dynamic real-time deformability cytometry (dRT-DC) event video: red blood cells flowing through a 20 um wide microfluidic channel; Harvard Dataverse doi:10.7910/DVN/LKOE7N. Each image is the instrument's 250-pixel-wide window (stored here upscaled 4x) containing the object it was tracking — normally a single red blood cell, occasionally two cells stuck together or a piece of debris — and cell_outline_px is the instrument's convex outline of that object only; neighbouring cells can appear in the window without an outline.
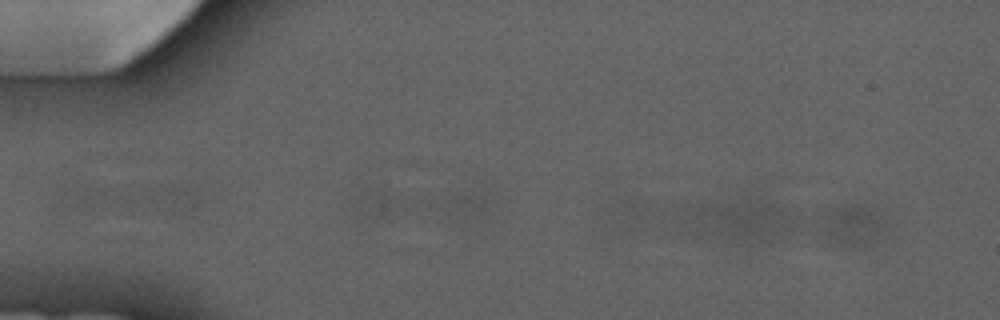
{"species": "common noctule bat (a hibernating species)", "species_latin": "Nyctalus noctula", "temperature_condition": "cold", "stored_images_in_passage": 4, "camera_frame_rate_fps": 3000, "um_per_image_px": 0.085, "animal": {"sex": "male", "forearm_length_mm": 52.5}, "frame": {"image": 1, "passage_image": 1, "time_ms": 0.0, "image_size_px": [1000, 320], "cell_outline_px": [[884, 240], [868, 244], [848, 248], [836, 240], [820, 224], [836, 208], [848, 204], [864, 204], [884, 212]], "centroid_in_image_um": [72.73, 19.13], "position_along_channel_um": 12.3, "area_um2": 15.03}}